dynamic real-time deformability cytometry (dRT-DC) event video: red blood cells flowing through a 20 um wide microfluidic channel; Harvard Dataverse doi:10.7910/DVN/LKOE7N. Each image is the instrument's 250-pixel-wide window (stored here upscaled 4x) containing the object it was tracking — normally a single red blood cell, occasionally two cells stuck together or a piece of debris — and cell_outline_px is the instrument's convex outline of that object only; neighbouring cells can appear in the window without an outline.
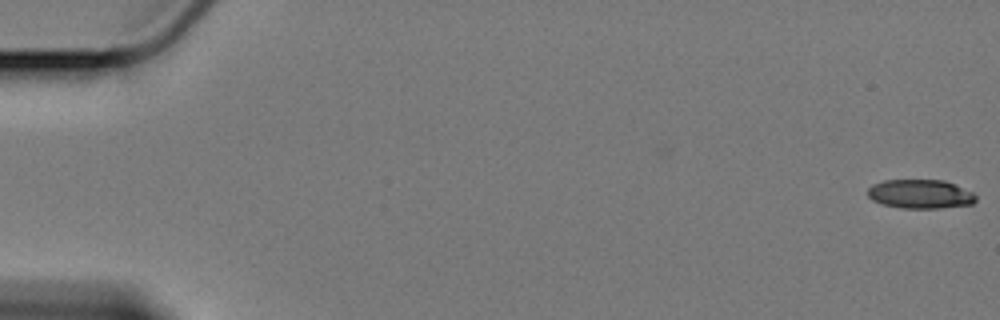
{"species": "Egyptian fruit bat (a non-hibernating species)", "species_latin": "Rousettus aegyptiacus", "temperature_condition": "cold", "stored_images_in_passage": 60, "camera_frame_rate_fps": 3000, "um_per_image_px": 0.085, "animal": {"sex": "female"}, "frame": {"image": 1, "passage_image": 1, "time_ms": 0.0, "image_size_px": [1000, 320], "cell_outline_px": [[976, 200], [972, 204], [940, 208], [904, 208], [884, 204], [872, 200], [868, 196], [868, 188], [872, 184], [884, 180], [944, 180], [972, 192], [976, 196]], "centroid_in_image_um": [78.21, 16.49], "position_along_channel_um": 6.8, "area_um2": 18.15}}
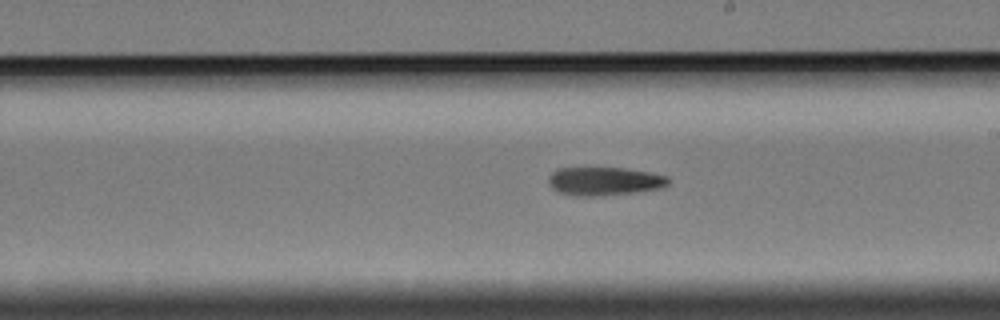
{"frame": {"image": 2, "passage_image": 35, "time_ms": 11.333, "image_size_px": [1000, 320], "cell_outline_px": [[668, 184], [660, 188], [636, 192], [596, 196], [580, 196], [560, 192], [552, 188], [548, 184], [548, 176], [556, 168], [624, 168], [648, 172], [668, 176]], "centroid_in_image_um": [51.34, 15.4], "position_along_channel_um": 237.7, "area_um2": 19.71}}
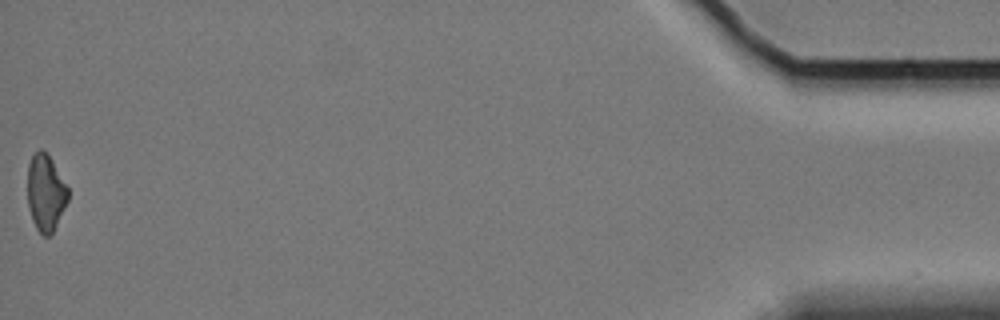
{"frame": {"image": 3, "passage_image": 60, "time_ms": 19.667, "image_size_px": [1000, 320], "cell_outline_px": [[68, 200], [52, 232], [48, 236], [44, 236], [36, 228], [32, 220], [28, 208], [28, 164], [32, 156], [40, 148], [52, 160], [68, 188]], "centroid_in_image_um": [3.86, 16.38], "position_along_channel_um": 431.3, "area_um2": 17.74}}